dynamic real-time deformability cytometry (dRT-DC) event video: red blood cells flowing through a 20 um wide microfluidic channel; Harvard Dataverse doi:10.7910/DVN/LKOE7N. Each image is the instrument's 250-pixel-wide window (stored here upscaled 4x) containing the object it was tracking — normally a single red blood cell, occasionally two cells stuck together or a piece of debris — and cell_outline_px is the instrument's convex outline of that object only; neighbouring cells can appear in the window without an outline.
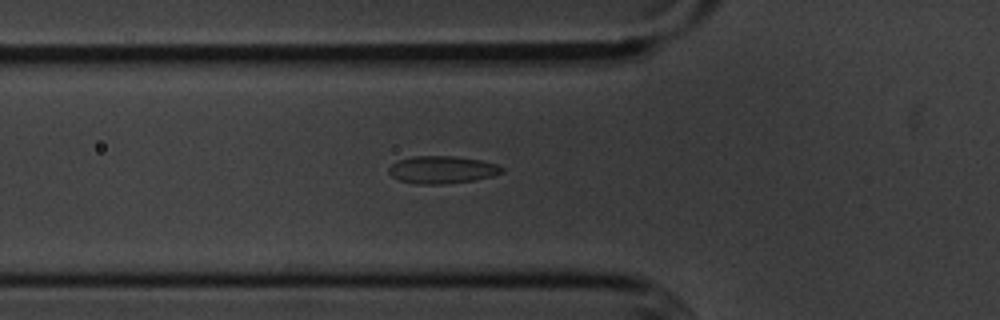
{"species": "common noctule bat (a hibernating species)", "species_latin": "Nyctalus noctula", "temperature_condition": "cold", "stored_images_in_passage": 39, "camera_frame_rate_fps": 3000, "um_per_image_px": 0.085, "animal": {"sex": "male", "body_mass_g": 20.1, "forearm_length_mm": 53.5}, "frame": {"image": 1, "passage_image": 3, "time_ms": 0.667, "image_size_px": [1000, 320], "cell_outline_px": [[504, 172], [492, 176], [472, 180], [444, 184], [416, 184], [400, 180], [392, 176], [388, 172], [388, 168], [392, 164], [400, 160], [412, 156], [456, 156], [480, 160], [496, 164], [504, 168]], "centroid_in_image_um": [37.58, 14.42], "position_along_channel_um": 88.2, "area_um2": 18.03}}
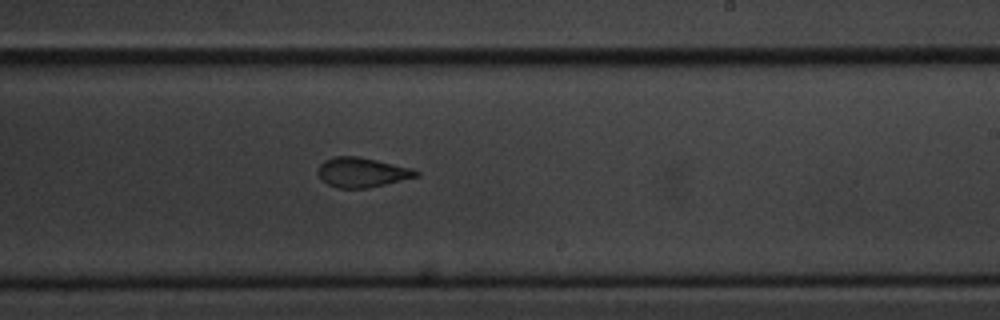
{"frame": {"image": 2, "passage_image": 17, "time_ms": 5.333, "image_size_px": [1000, 320], "cell_outline_px": [[420, 176], [368, 188], [336, 188], [328, 184], [316, 172], [320, 164], [324, 160], [332, 156], [360, 156], [412, 168], [420, 172]], "centroid_in_image_um": [30.77, 14.64], "position_along_channel_um": 258.2, "area_um2": 17.11}}
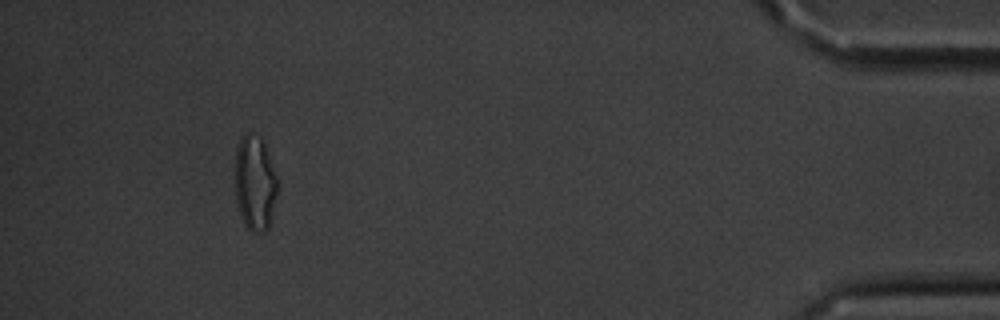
{"frame": {"image": 3, "passage_image": 35, "time_ms": 11.333, "image_size_px": [1000, 320], "cell_outline_px": [[276, 192], [272, 216], [268, 228], [264, 232], [252, 232], [244, 224], [240, 216], [236, 200], [236, 152], [240, 140], [248, 132], [260, 136], [264, 140], [276, 176]], "centroid_in_image_um": [21.67, 15.57], "position_along_channel_um": 413.5, "area_um2": 23.24}, "authors_computed_cell_mechanics": {"area_um2": 18.0336, "velocity_mm_per_s": 3.624, "shape_relaxation_time_tau1_ms": 8.4647, "shape_relaxation_time_tau2_ms": 1.3509, "deformation_change_tau1": 0.1613, "deformation_change_tau2": 0.0753}}